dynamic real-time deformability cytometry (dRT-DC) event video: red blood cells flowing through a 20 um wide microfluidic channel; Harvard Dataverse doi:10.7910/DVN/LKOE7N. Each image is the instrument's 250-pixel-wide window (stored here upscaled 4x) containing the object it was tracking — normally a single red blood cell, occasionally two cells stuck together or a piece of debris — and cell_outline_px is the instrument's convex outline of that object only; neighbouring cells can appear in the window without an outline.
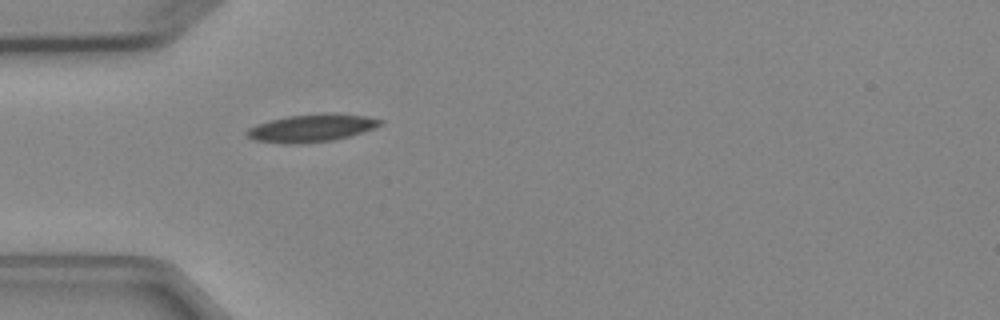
{"species": "Egyptian fruit bat (a non-hibernating species)", "species_latin": "Rousettus aegyptiacus", "temperature_condition": "cold", "stored_images_in_passage": 1, "camera_frame_rate_fps": 3000, "um_per_image_px": 0.085, "animal": {"sex": "female"}, "frame": {"image": 1, "passage_image": 1, "time_ms": 0.0, "image_size_px": [1000, 320], "cell_outline_px": [[384, 124], [376, 128], [348, 136], [332, 140], [300, 144], [284, 144], [256, 140], [248, 136], [244, 132], [248, 128], [256, 124], [268, 120], [288, 116], [328, 112], [336, 112], [368, 116], [384, 120]], "centroid_in_image_um": [26.52, 10.86], "position_along_channel_um": 58.5, "area_um2": 21.91}}